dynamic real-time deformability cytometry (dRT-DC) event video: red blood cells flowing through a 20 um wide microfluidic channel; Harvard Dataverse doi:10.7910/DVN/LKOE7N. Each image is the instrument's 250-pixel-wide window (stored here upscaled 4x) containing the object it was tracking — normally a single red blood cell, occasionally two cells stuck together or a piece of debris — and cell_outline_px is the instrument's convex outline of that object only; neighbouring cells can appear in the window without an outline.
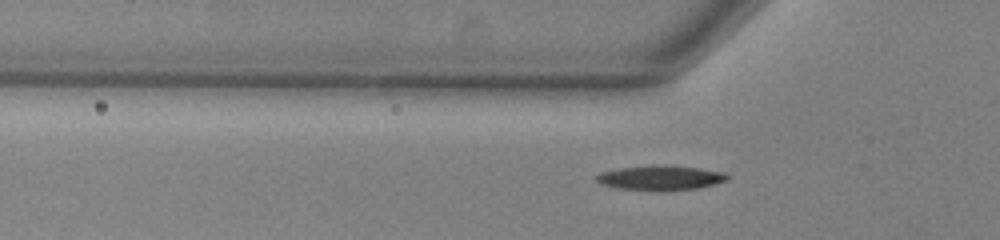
{"species": "common noctule bat (a hibernating species)", "species_latin": "Nyctalus noctula", "temperature_condition": "warm", "stored_images_in_passage": 36, "camera_frame_rate_fps": 3000, "um_per_image_px": 0.085, "animal": {"sex": "male", "body_mass_g": 13.0, "forearm_length_mm": 53.1}, "frame": {"image": 1, "passage_image": 2, "time_ms": 0.333, "image_size_px": [1000, 240], "cell_outline_px": [[728, 180], [696, 188], [620, 188], [600, 184], [592, 180], [592, 176], [600, 172], [616, 168], [652, 164], [664, 164], [700, 168], [724, 172], [728, 176]], "centroid_in_image_um": [56.04, 15.04], "position_along_channel_um": 69.8, "area_um2": 18.38}}
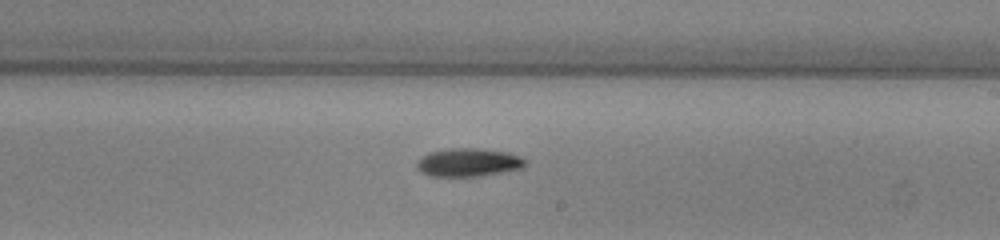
{"frame": {"image": 2, "passage_image": 16, "time_ms": 5.0, "image_size_px": [1000, 240], "cell_outline_px": [[528, 160], [524, 168], [480, 176], [428, 176], [420, 172], [416, 168], [416, 160], [420, 156], [428, 152], [448, 148], [476, 148], [508, 152], [520, 156]], "centroid_in_image_um": [39.78, 13.8], "position_along_channel_um": 249.2, "area_um2": 18.26}}
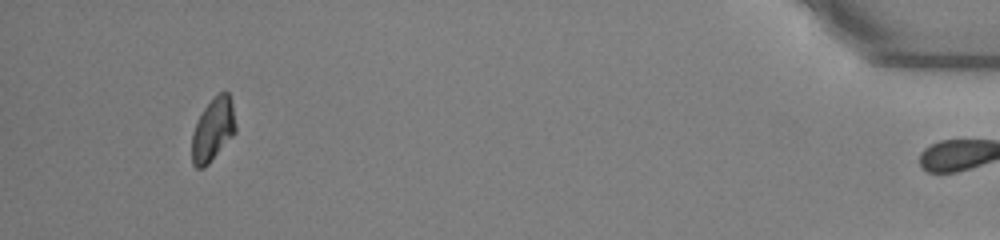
{"frame": {"image": 3, "passage_image": 35, "time_ms": 11.333, "image_size_px": [1000, 240], "cell_outline_px": [[236, 132], [208, 164], [204, 168], [196, 168], [192, 164], [192, 132], [204, 108], [224, 88], [228, 92], [232, 104], [236, 124]], "centroid_in_image_um": [18.11, 11.03], "position_along_channel_um": 417.1, "area_um2": 15.95}, "authors_computed_cell_mechanics": {"area_um2": 17.0221, "velocity_mm_per_s": 3.8428, "shape_relaxation_time_tau1_ms": 3.4312, "shape_relaxation_time_tau2_ms": null, "deformation_change_tau1": 0.1199, "deformation_change_tau2": null}}